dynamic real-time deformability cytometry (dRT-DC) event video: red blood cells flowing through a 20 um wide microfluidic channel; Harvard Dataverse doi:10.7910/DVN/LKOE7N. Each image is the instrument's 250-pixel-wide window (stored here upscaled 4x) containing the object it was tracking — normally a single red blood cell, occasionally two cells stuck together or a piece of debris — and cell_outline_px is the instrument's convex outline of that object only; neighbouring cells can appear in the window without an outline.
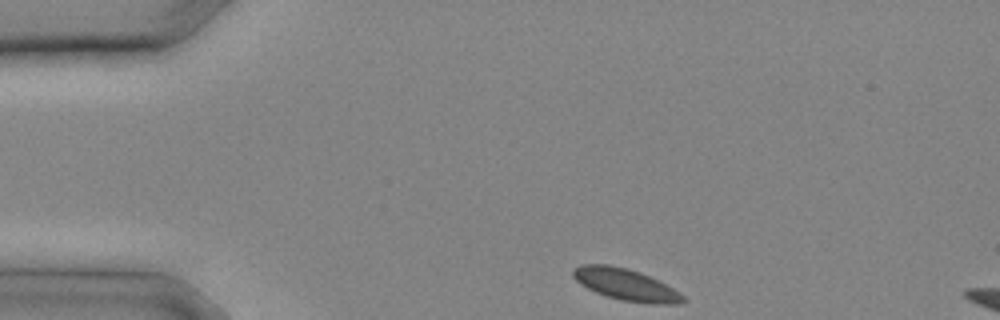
{"species": "common noctule bat (a hibernating species)", "species_latin": "Nyctalus noctula", "temperature_condition": "cold", "stored_images_in_passage": 4, "camera_frame_rate_fps": 3000, "um_per_image_px": 0.085, "animal": {"sex": "male", "body_mass_g": 20.4}, "frame": {"image": 1, "passage_image": 1, "time_ms": 0.0, "image_size_px": [1000, 320], "cell_outline_px": [[688, 300], [680, 304], [648, 304], [620, 300], [596, 292], [580, 284], [572, 276], [572, 268], [580, 264], [608, 264], [628, 268], [640, 272], [680, 292]], "centroid_in_image_um": [53.18, 24.19], "position_along_channel_um": 31.8, "area_um2": 20.4}}